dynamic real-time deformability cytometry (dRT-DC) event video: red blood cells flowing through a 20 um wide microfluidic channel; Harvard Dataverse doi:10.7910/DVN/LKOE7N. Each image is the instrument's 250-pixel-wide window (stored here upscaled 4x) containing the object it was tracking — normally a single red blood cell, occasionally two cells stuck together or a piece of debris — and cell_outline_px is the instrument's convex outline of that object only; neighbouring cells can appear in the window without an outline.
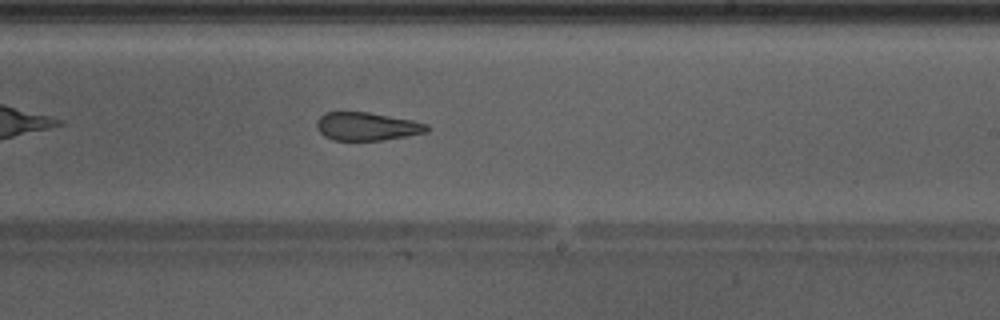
{"species": "Egyptian fruit bat (a non-hibernating species)", "species_latin": "Rousettus aegyptiacus", "temperature_condition": "warm", "stored_images_in_passage": 35, "camera_frame_rate_fps": 3000, "um_per_image_px": 0.085, "animal": {"sex": "male"}, "frame": {"image": 1, "passage_image": 16, "time_ms": 5.0, "image_size_px": [1000, 320], "cell_outline_px": [[428, 132], [384, 140], [332, 140], [324, 136], [316, 128], [316, 120], [324, 112], [368, 112], [412, 120], [428, 124]], "centroid_in_image_um": [31.16, 10.74], "position_along_channel_um": 257.8, "area_um2": 18.15}, "authors_computed_cell_mechanics": {"area_um2": 20.1722, "velocity_mm_per_s": 4.297, "shape_relaxation_time_tau1_ms": null, "shape_relaxation_time_tau2_ms": 2.5847, "deformation_change_tau1": null, "deformation_change_tau2": 0.0949}}